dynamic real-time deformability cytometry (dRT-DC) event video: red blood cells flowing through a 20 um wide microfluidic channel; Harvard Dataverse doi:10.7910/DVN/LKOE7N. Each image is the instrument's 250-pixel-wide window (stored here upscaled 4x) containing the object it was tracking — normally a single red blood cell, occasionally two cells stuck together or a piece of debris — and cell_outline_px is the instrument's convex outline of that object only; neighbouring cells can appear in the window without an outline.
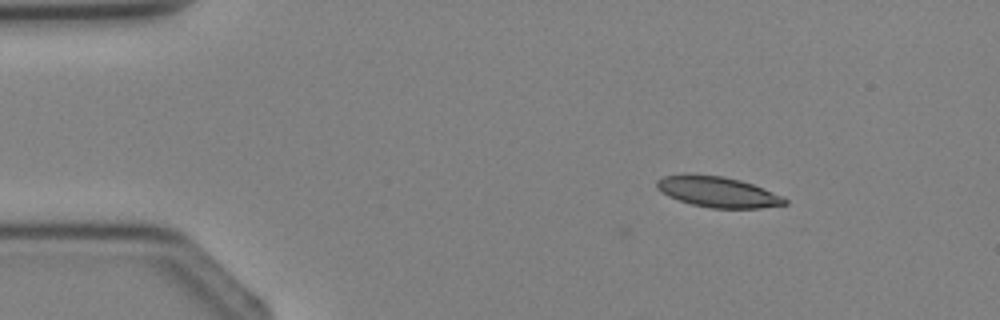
{"species": "Egyptian fruit bat (a non-hibernating species)", "species_latin": "Rousettus aegyptiacus", "temperature_condition": "cold", "stored_images_in_passage": 4, "camera_frame_rate_fps": 3000, "um_per_image_px": 0.085, "animal": {"sex": "female"}, "frame": {"image": 1, "passage_image": 2, "time_ms": 1.333, "image_size_px": [1000, 320], "cell_outline_px": [[788, 204], [760, 208], [712, 208], [692, 204], [668, 196], [656, 188], [656, 180], [664, 176], [724, 176], [740, 180], [752, 184], [784, 196], [788, 200]], "centroid_in_image_um": [61.08, 16.34], "position_along_channel_um": 23.9, "area_um2": 22.31}}
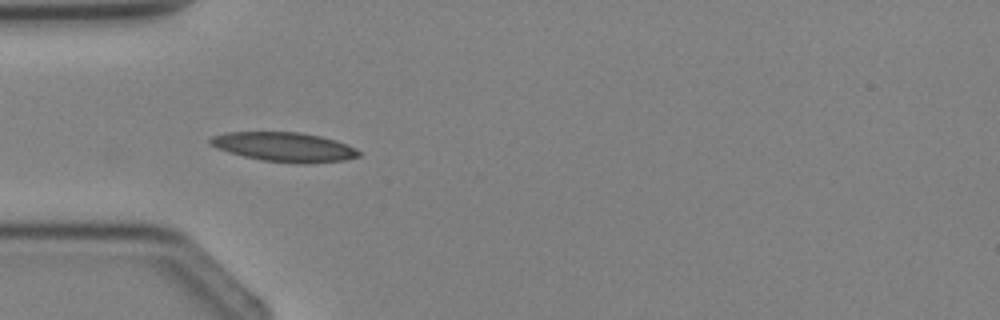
{"frame": {"image": 2, "passage_image": 3, "time_ms": 3.333, "image_size_px": [1000, 320], "cell_outline_px": [[360, 156], [344, 160], [304, 164], [300, 164], [260, 160], [228, 152], [216, 148], [208, 144], [208, 140], [212, 136], [228, 132], [300, 132], [320, 136], [336, 140], [356, 148], [360, 152]], "centroid_in_image_um": [24.15, 12.49], "position_along_channel_um": 60.9, "area_um2": 25.55}}
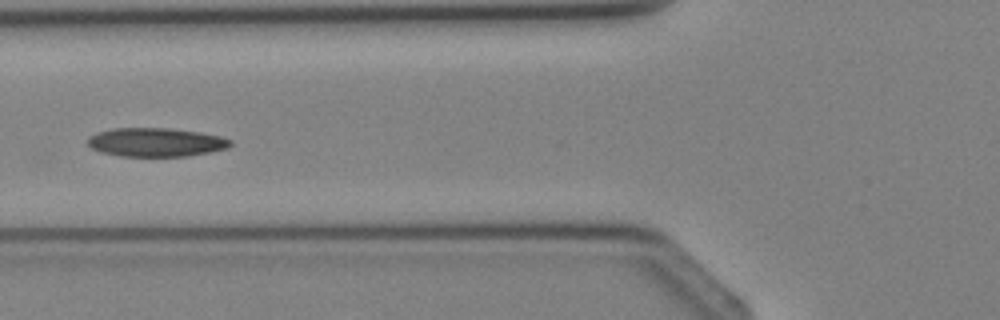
{"frame": {"image": 3, "passage_image": 4, "time_ms": 4.333, "image_size_px": [1000, 320], "cell_outline_px": [[232, 144], [228, 148], [188, 156], [120, 156], [100, 152], [92, 148], [88, 144], [88, 136], [96, 132], [112, 128], [168, 128], [200, 132], [220, 136], [232, 140]], "centroid_in_image_um": [13.23, 12.08], "position_along_channel_um": 112.6, "area_um2": 23.99}}